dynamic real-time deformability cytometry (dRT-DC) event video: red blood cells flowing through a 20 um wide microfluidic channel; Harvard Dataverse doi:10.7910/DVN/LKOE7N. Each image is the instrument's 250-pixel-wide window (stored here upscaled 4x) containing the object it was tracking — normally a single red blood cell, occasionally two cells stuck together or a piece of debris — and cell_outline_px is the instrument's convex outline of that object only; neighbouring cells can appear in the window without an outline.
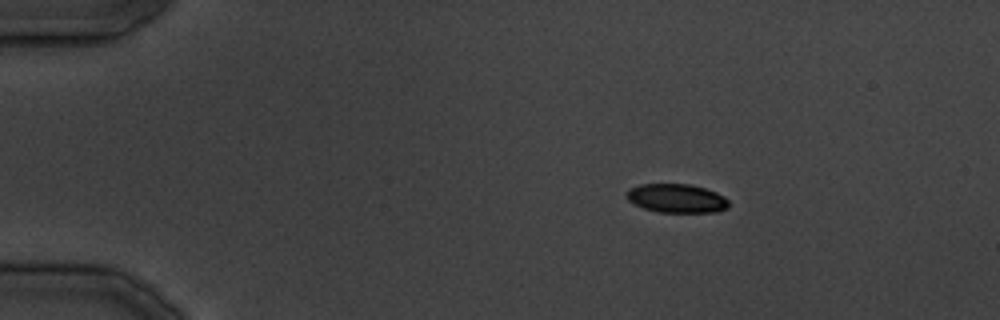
{"species": "common noctule bat (a hibernating species)", "species_latin": "Nyctalus noctula", "temperature_condition": "cold", "stored_images_in_passage": 13, "camera_frame_rate_fps": 3000, "um_per_image_px": 0.085, "animal": {"sex": "male", "body_mass_g": 19.5, "forearm_length_mm": 54.6}, "frame": {"image": 1, "passage_image": 1, "time_ms": 0.0, "image_size_px": [1000, 320], "cell_outline_px": [[728, 208], [716, 212], [656, 212], [644, 208], [628, 200], [628, 188], [640, 184], [692, 184], [716, 192], [724, 196], [728, 200]], "centroid_in_image_um": [57.53, 16.85], "position_along_channel_um": 27.5, "area_um2": 17.11}}
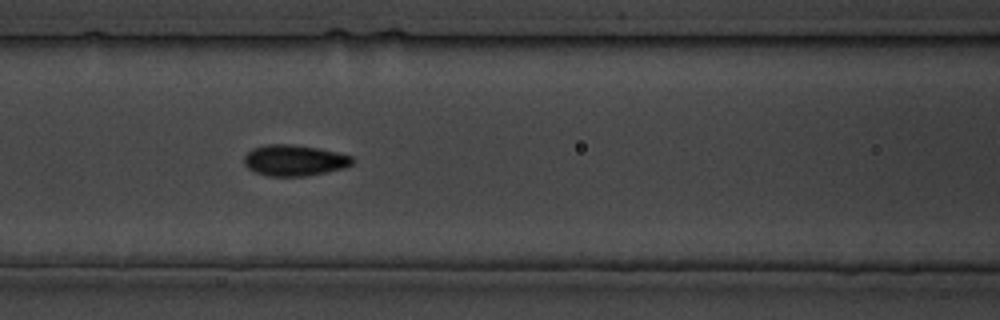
{"frame": {"image": 2, "passage_image": 11, "time_ms": 12.333, "image_size_px": [1000, 320], "cell_outline_px": [[356, 160], [352, 164], [344, 168], [304, 176], [268, 176], [256, 172], [248, 168], [244, 164], [244, 156], [252, 148], [264, 144], [288, 144], [316, 148], [336, 152], [352, 156]], "centroid_in_image_um": [25.0, 13.63], "position_along_channel_um": 141.6, "area_um2": 19.48}}
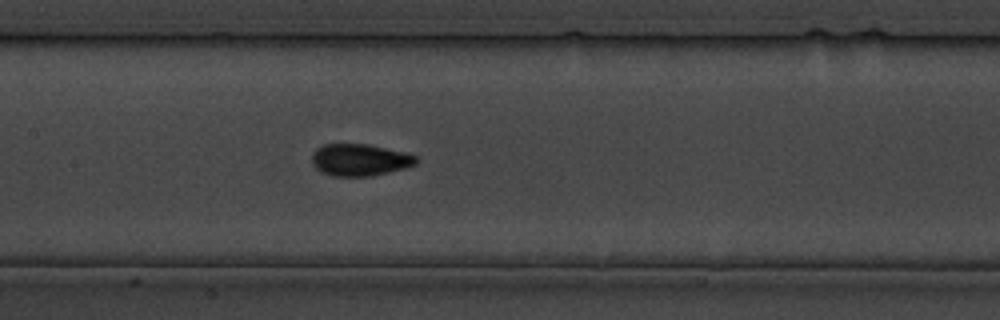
{"frame": {"image": 3, "passage_image": 13, "time_ms": 14.667, "image_size_px": [1000, 320], "cell_outline_px": [[420, 160], [416, 164], [404, 168], [388, 172], [368, 176], [332, 176], [320, 172], [312, 164], [312, 152], [316, 148], [324, 144], [368, 144], [404, 152], [416, 156]], "centroid_in_image_um": [30.56, 13.59], "position_along_channel_um": 176.8, "area_um2": 19.48}}